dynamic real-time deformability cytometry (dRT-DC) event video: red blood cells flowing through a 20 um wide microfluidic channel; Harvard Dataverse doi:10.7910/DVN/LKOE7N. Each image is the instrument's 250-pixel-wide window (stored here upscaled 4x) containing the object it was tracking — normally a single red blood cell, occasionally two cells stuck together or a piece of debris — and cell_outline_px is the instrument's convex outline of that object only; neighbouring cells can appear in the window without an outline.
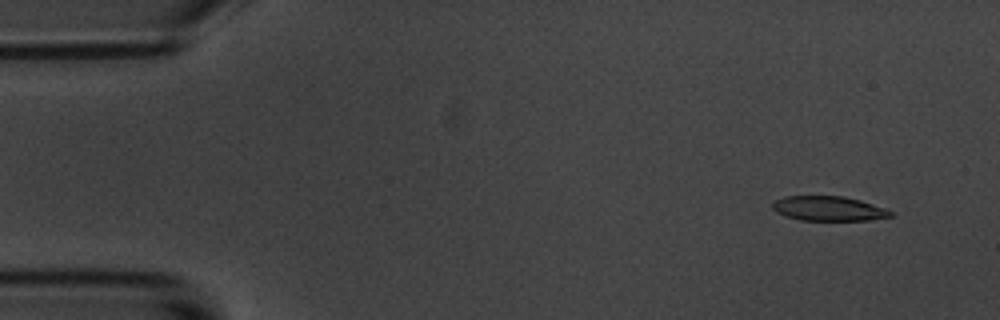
{"species": "common noctule bat (a hibernating species)", "species_latin": "Nyctalus noctula", "temperature_condition": "room temperature", "stored_images_in_passage": 6, "camera_frame_rate_fps": 3000, "um_per_image_px": 0.085, "animal": {"sex": "male", "body_mass_g": 20.1, "forearm_length_mm": 53.5}, "frame": {"image": 1, "passage_image": 2, "time_ms": 1.0, "image_size_px": [1000, 320], "cell_outline_px": [[896, 216], [868, 220], [800, 220], [784, 216], [776, 212], [772, 208], [772, 204], [776, 200], [784, 196], [844, 196], [860, 200], [896, 212]], "centroid_in_image_um": [70.46, 17.73], "position_along_channel_um": 14.5, "area_um2": 17.11}}
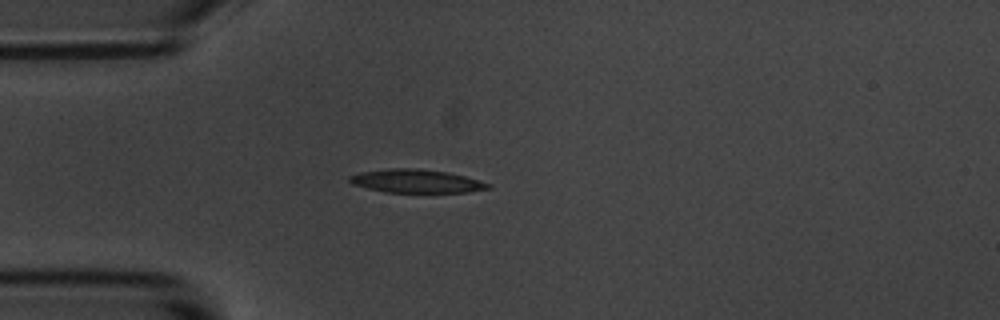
{"frame": {"image": 2, "passage_image": 5, "time_ms": 4.667, "image_size_px": [1000, 320], "cell_outline_px": [[492, 188], [468, 192], [384, 192], [352, 184], [348, 180], [348, 176], [360, 172], [388, 168], [420, 168], [448, 172], [464, 176], [492, 184]], "centroid_in_image_um": [35.38, 15.39], "position_along_channel_um": 49.6, "area_um2": 18.96}}